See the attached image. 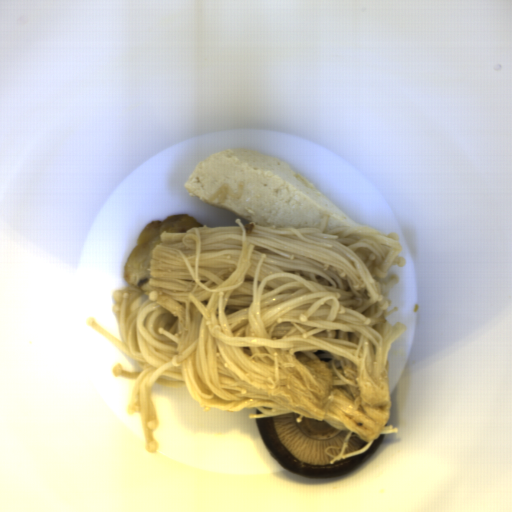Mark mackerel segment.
<instances>
[{
    "mask_svg": "<svg viewBox=\"0 0 512 512\" xmlns=\"http://www.w3.org/2000/svg\"><path fill=\"white\" fill-rule=\"evenodd\" d=\"M192 227H205L198 219L185 214H173L168 219H155L149 222L138 236L124 268L123 279L128 286L141 289V286L149 282L151 275L150 260L153 257L152 249L161 242V234L187 233ZM142 291V289H141Z\"/></svg>",
    "mask_w": 512,
    "mask_h": 512,
    "instance_id": "obj_1",
    "label": "mackerel segment"
}]
</instances>
